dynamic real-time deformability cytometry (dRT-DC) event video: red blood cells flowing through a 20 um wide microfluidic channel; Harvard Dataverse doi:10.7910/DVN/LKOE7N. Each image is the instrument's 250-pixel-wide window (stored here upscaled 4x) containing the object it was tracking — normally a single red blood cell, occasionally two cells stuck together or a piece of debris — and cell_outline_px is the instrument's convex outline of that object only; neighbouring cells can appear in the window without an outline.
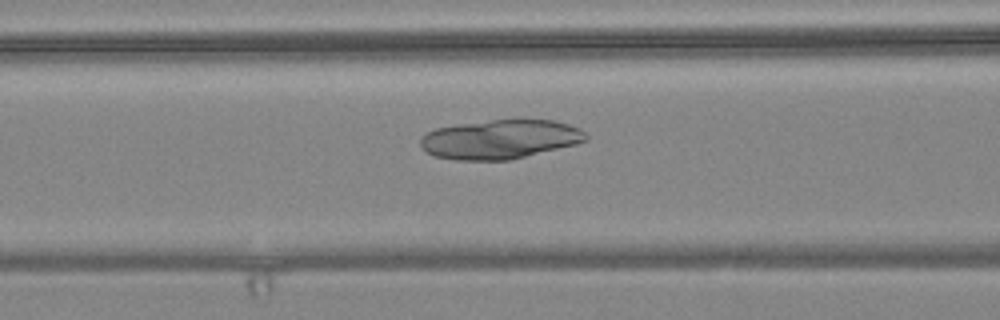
{"species": "common noctule bat (a hibernating species)", "species_latin": "Nyctalus noctula", "temperature_condition": "warm", "stored_images_in_passage": 11, "camera_frame_rate_fps": 3000, "um_per_image_px": 0.085, "animal": {"sex": "female", "body_mass_g": 24.6, "forearm_length_mm": 56.2}, "frame": {"image": 1, "passage_image": 10, "time_ms": 3.0, "image_size_px": [1000, 320], "cell_outline_px": [[588, 140], [576, 144], [512, 160], [456, 160], [432, 156], [420, 144], [420, 136], [436, 128], [460, 124], [520, 116], [524, 116], [552, 120], [568, 124], [580, 128], [588, 136]], "centroid_in_image_um": [42.56, 11.8], "position_along_channel_um": 124.0, "area_um2": 38.73}}